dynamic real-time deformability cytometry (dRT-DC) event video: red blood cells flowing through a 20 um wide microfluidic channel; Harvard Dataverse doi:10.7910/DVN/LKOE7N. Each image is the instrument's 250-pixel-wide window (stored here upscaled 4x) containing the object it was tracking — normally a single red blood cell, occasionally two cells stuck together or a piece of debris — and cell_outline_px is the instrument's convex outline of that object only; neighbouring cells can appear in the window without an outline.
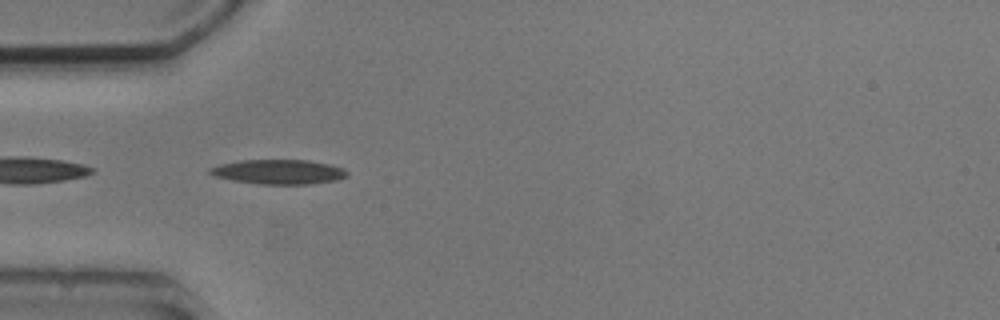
{"species": "common noctule bat (a hibernating species)", "species_latin": "Nyctalus noctula", "temperature_condition": "cold", "stored_images_in_passage": 1, "camera_frame_rate_fps": 3000, "um_per_image_px": 0.085, "animal": {"sex": "male", "body_mass_g": 20.5, "forearm_length_mm": 52.5}, "frame": {"image": 1, "passage_image": 1, "time_ms": 0.0, "image_size_px": [1000, 320], "cell_outline_px": [[348, 176], [336, 180], [308, 184], [256, 184], [232, 180], [216, 176], [208, 172], [208, 168], [220, 164], [240, 160], [308, 160], [328, 164], [344, 168], [348, 172]], "centroid_in_image_um": [23.68, 14.6], "position_along_channel_um": 61.3, "area_um2": 19.65}}